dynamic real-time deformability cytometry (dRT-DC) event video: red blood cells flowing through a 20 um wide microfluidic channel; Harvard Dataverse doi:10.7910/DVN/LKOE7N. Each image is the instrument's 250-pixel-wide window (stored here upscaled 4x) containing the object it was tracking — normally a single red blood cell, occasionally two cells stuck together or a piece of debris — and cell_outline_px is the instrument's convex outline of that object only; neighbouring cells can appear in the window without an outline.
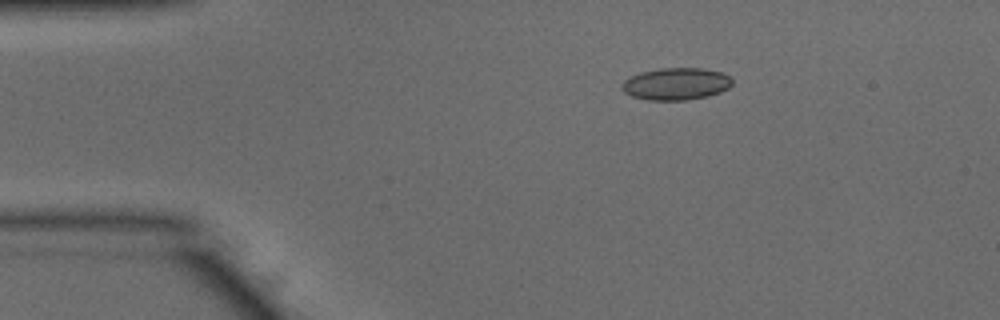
{"species": "common noctule bat (a hibernating species)", "species_latin": "Nyctalus noctula", "temperature_condition": "warm", "stored_images_in_passage": 44, "camera_frame_rate_fps": 3000, "um_per_image_px": 0.085, "animal": {"sex": "male", "body_mass_g": 15.6}, "frame": {"image": 1, "passage_image": 1, "time_ms": 0.0, "image_size_px": [1000, 320], "cell_outline_px": [[732, 84], [728, 88], [720, 92], [708, 96], [688, 100], [648, 100], [632, 96], [624, 92], [620, 88], [620, 84], [628, 76], [640, 72], [660, 68], [704, 68], [724, 72], [732, 80]], "centroid_in_image_um": [57.44, 7.12], "position_along_channel_um": 27.6, "area_um2": 20.98}}
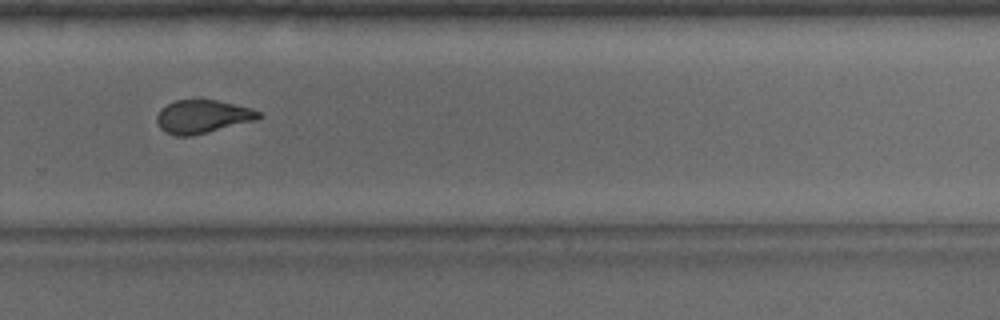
{"frame": {"image": 2, "passage_image": 27, "time_ms": 8.667, "image_size_px": [1000, 320], "cell_outline_px": [[264, 116], [256, 120], [192, 136], [176, 136], [164, 132], [156, 124], [156, 116], [160, 108], [176, 100], [216, 100], [252, 108], [260, 112]], "centroid_in_image_um": [17.2, 9.92], "position_along_channel_um": 312.6, "area_um2": 19.88}}
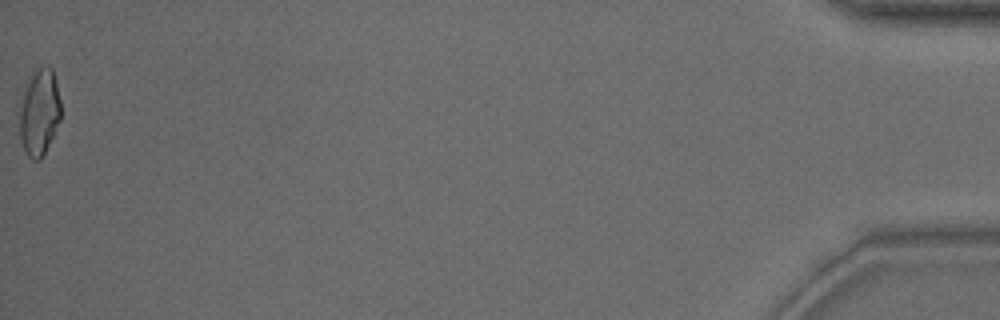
{"frame": {"image": 3, "passage_image": 44, "time_ms": 14.333, "image_size_px": [1000, 320], "cell_outline_px": [[60, 120], [40, 160], [32, 160], [24, 152], [20, 140], [20, 108], [24, 80], [36, 68], [44, 64], [52, 68], [60, 100]], "centroid_in_image_um": [3.31, 9.48], "position_along_channel_um": 431.9, "area_um2": 21.1}, "authors_computed_cell_mechanics": {"area_um2": 20.4323, "velocity_mm_per_s": 3.8993, "shape_relaxation_time_tau1_ms": 8.3158, "shape_relaxation_time_tau2_ms": 1.654, "deformation_change_tau1": 0.1909, "deformation_change_tau2": 0.0916}}